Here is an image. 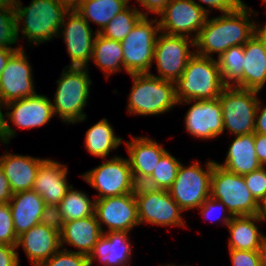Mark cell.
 Segmentation results:
<instances>
[{"label":"cell","instance_id":"obj_1","mask_svg":"<svg viewBox=\"0 0 266 266\" xmlns=\"http://www.w3.org/2000/svg\"><path fill=\"white\" fill-rule=\"evenodd\" d=\"M247 5L211 19L208 17L194 40L195 53L209 58L217 53L219 57L230 47L244 45L254 36L258 25L250 16L257 13Z\"/></svg>","mask_w":266,"mask_h":266},{"label":"cell","instance_id":"obj_2","mask_svg":"<svg viewBox=\"0 0 266 266\" xmlns=\"http://www.w3.org/2000/svg\"><path fill=\"white\" fill-rule=\"evenodd\" d=\"M225 87L217 60L194 53L175 82L178 105L217 98Z\"/></svg>","mask_w":266,"mask_h":266},{"label":"cell","instance_id":"obj_3","mask_svg":"<svg viewBox=\"0 0 266 266\" xmlns=\"http://www.w3.org/2000/svg\"><path fill=\"white\" fill-rule=\"evenodd\" d=\"M22 5L20 1L16 7L18 38L21 32L23 40L39 45L59 37L63 18L69 11L65 6L54 0H31L29 6Z\"/></svg>","mask_w":266,"mask_h":266},{"label":"cell","instance_id":"obj_4","mask_svg":"<svg viewBox=\"0 0 266 266\" xmlns=\"http://www.w3.org/2000/svg\"><path fill=\"white\" fill-rule=\"evenodd\" d=\"M56 82L57 90L52 103L54 115L67 124L83 122L87 117L84 107L88 104L92 85L88 67L65 66Z\"/></svg>","mask_w":266,"mask_h":266},{"label":"cell","instance_id":"obj_5","mask_svg":"<svg viewBox=\"0 0 266 266\" xmlns=\"http://www.w3.org/2000/svg\"><path fill=\"white\" fill-rule=\"evenodd\" d=\"M130 76L133 86L128 97L129 115H159L178 105L175 82L160 79L151 72Z\"/></svg>","mask_w":266,"mask_h":266},{"label":"cell","instance_id":"obj_6","mask_svg":"<svg viewBox=\"0 0 266 266\" xmlns=\"http://www.w3.org/2000/svg\"><path fill=\"white\" fill-rule=\"evenodd\" d=\"M159 33L158 19L148 20V16H143L121 41L124 56L123 68L129 75L150 73Z\"/></svg>","mask_w":266,"mask_h":266},{"label":"cell","instance_id":"obj_7","mask_svg":"<svg viewBox=\"0 0 266 266\" xmlns=\"http://www.w3.org/2000/svg\"><path fill=\"white\" fill-rule=\"evenodd\" d=\"M210 196L221 201L232 216L259 214L260 204L247 188L243 176L229 172L216 163L211 175Z\"/></svg>","mask_w":266,"mask_h":266},{"label":"cell","instance_id":"obj_8","mask_svg":"<svg viewBox=\"0 0 266 266\" xmlns=\"http://www.w3.org/2000/svg\"><path fill=\"white\" fill-rule=\"evenodd\" d=\"M259 91L226 86L220 96L224 130L231 134L254 133ZM226 128V129H225Z\"/></svg>","mask_w":266,"mask_h":266},{"label":"cell","instance_id":"obj_9","mask_svg":"<svg viewBox=\"0 0 266 266\" xmlns=\"http://www.w3.org/2000/svg\"><path fill=\"white\" fill-rule=\"evenodd\" d=\"M216 162L210 160L205 169L194 162L179 166L177 176L168 192L183 211L198 209L210 197L211 175Z\"/></svg>","mask_w":266,"mask_h":266},{"label":"cell","instance_id":"obj_10","mask_svg":"<svg viewBox=\"0 0 266 266\" xmlns=\"http://www.w3.org/2000/svg\"><path fill=\"white\" fill-rule=\"evenodd\" d=\"M140 225L148 223L158 226L187 227L180 206L168 190L152 189L137 185L134 191Z\"/></svg>","mask_w":266,"mask_h":266},{"label":"cell","instance_id":"obj_11","mask_svg":"<svg viewBox=\"0 0 266 266\" xmlns=\"http://www.w3.org/2000/svg\"><path fill=\"white\" fill-rule=\"evenodd\" d=\"M81 177L99 192L96 199L133 193L137 187L128 158L119 156L103 160L102 164Z\"/></svg>","mask_w":266,"mask_h":266},{"label":"cell","instance_id":"obj_12","mask_svg":"<svg viewBox=\"0 0 266 266\" xmlns=\"http://www.w3.org/2000/svg\"><path fill=\"white\" fill-rule=\"evenodd\" d=\"M207 8L195 0H169L159 14L160 32L197 38L208 18ZM194 33V36L191 34Z\"/></svg>","mask_w":266,"mask_h":266},{"label":"cell","instance_id":"obj_13","mask_svg":"<svg viewBox=\"0 0 266 266\" xmlns=\"http://www.w3.org/2000/svg\"><path fill=\"white\" fill-rule=\"evenodd\" d=\"M192 47H195L193 38L160 32L156 39L153 58L159 75L153 76L176 82L195 53L190 51Z\"/></svg>","mask_w":266,"mask_h":266},{"label":"cell","instance_id":"obj_14","mask_svg":"<svg viewBox=\"0 0 266 266\" xmlns=\"http://www.w3.org/2000/svg\"><path fill=\"white\" fill-rule=\"evenodd\" d=\"M6 109H11V111L5 112L8 119L5 135L0 142L7 145L17 135L8 120L20 129H32L47 124L54 116L52 101L46 95L41 94L8 102Z\"/></svg>","mask_w":266,"mask_h":266},{"label":"cell","instance_id":"obj_15","mask_svg":"<svg viewBox=\"0 0 266 266\" xmlns=\"http://www.w3.org/2000/svg\"><path fill=\"white\" fill-rule=\"evenodd\" d=\"M90 27V24L75 10H69L65 14L59 36L62 34L70 57L71 63L67 67H88V62H91L97 32L94 33Z\"/></svg>","mask_w":266,"mask_h":266},{"label":"cell","instance_id":"obj_16","mask_svg":"<svg viewBox=\"0 0 266 266\" xmlns=\"http://www.w3.org/2000/svg\"><path fill=\"white\" fill-rule=\"evenodd\" d=\"M95 215L104 232H130L140 225L136 199L133 193L96 199ZM108 230L104 231L102 224Z\"/></svg>","mask_w":266,"mask_h":266},{"label":"cell","instance_id":"obj_17","mask_svg":"<svg viewBox=\"0 0 266 266\" xmlns=\"http://www.w3.org/2000/svg\"><path fill=\"white\" fill-rule=\"evenodd\" d=\"M27 58L24 48L17 50L0 75V98L6 103L37 94Z\"/></svg>","mask_w":266,"mask_h":266},{"label":"cell","instance_id":"obj_18","mask_svg":"<svg viewBox=\"0 0 266 266\" xmlns=\"http://www.w3.org/2000/svg\"><path fill=\"white\" fill-rule=\"evenodd\" d=\"M186 131L198 139H212L224 133L223 114L219 97L194 100L185 115Z\"/></svg>","mask_w":266,"mask_h":266},{"label":"cell","instance_id":"obj_19","mask_svg":"<svg viewBox=\"0 0 266 266\" xmlns=\"http://www.w3.org/2000/svg\"><path fill=\"white\" fill-rule=\"evenodd\" d=\"M129 164L137 185H142L154 171L161 157L167 152L164 146L149 137H133L125 141Z\"/></svg>","mask_w":266,"mask_h":266},{"label":"cell","instance_id":"obj_20","mask_svg":"<svg viewBox=\"0 0 266 266\" xmlns=\"http://www.w3.org/2000/svg\"><path fill=\"white\" fill-rule=\"evenodd\" d=\"M68 167L51 159H44L38 168L33 190L45 204H59L72 187L67 182Z\"/></svg>","mask_w":266,"mask_h":266},{"label":"cell","instance_id":"obj_21","mask_svg":"<svg viewBox=\"0 0 266 266\" xmlns=\"http://www.w3.org/2000/svg\"><path fill=\"white\" fill-rule=\"evenodd\" d=\"M20 246L33 266L46 261L60 248V234L46 225L38 224L18 236L16 248Z\"/></svg>","mask_w":266,"mask_h":266},{"label":"cell","instance_id":"obj_22","mask_svg":"<svg viewBox=\"0 0 266 266\" xmlns=\"http://www.w3.org/2000/svg\"><path fill=\"white\" fill-rule=\"evenodd\" d=\"M130 232H104L88 256L89 266L98 261L103 266H129L132 253Z\"/></svg>","mask_w":266,"mask_h":266},{"label":"cell","instance_id":"obj_23","mask_svg":"<svg viewBox=\"0 0 266 266\" xmlns=\"http://www.w3.org/2000/svg\"><path fill=\"white\" fill-rule=\"evenodd\" d=\"M44 160L9 152L0 156V165L7 177L12 193L32 190L40 163Z\"/></svg>","mask_w":266,"mask_h":266},{"label":"cell","instance_id":"obj_24","mask_svg":"<svg viewBox=\"0 0 266 266\" xmlns=\"http://www.w3.org/2000/svg\"><path fill=\"white\" fill-rule=\"evenodd\" d=\"M102 234L95 214L78 220L66 221L60 234V245L63 248L67 243L78 249L74 252L89 256Z\"/></svg>","mask_w":266,"mask_h":266},{"label":"cell","instance_id":"obj_25","mask_svg":"<svg viewBox=\"0 0 266 266\" xmlns=\"http://www.w3.org/2000/svg\"><path fill=\"white\" fill-rule=\"evenodd\" d=\"M243 89L261 91L266 83V44L256 32L244 45Z\"/></svg>","mask_w":266,"mask_h":266},{"label":"cell","instance_id":"obj_26","mask_svg":"<svg viewBox=\"0 0 266 266\" xmlns=\"http://www.w3.org/2000/svg\"><path fill=\"white\" fill-rule=\"evenodd\" d=\"M17 237L40 224L45 202L33 189L13 193L9 202Z\"/></svg>","mask_w":266,"mask_h":266},{"label":"cell","instance_id":"obj_27","mask_svg":"<svg viewBox=\"0 0 266 266\" xmlns=\"http://www.w3.org/2000/svg\"><path fill=\"white\" fill-rule=\"evenodd\" d=\"M257 222H262L258 214L233 216L227 225L230 232L229 249L262 251L266 244V235L259 231Z\"/></svg>","mask_w":266,"mask_h":266},{"label":"cell","instance_id":"obj_28","mask_svg":"<svg viewBox=\"0 0 266 266\" xmlns=\"http://www.w3.org/2000/svg\"><path fill=\"white\" fill-rule=\"evenodd\" d=\"M216 164L241 176L259 169L262 165L256 155L254 133L235 136L227 150L224 163Z\"/></svg>","mask_w":266,"mask_h":266},{"label":"cell","instance_id":"obj_29","mask_svg":"<svg viewBox=\"0 0 266 266\" xmlns=\"http://www.w3.org/2000/svg\"><path fill=\"white\" fill-rule=\"evenodd\" d=\"M123 58L121 41L108 39L97 33L91 61L103 71L107 79L113 73L123 70Z\"/></svg>","mask_w":266,"mask_h":266},{"label":"cell","instance_id":"obj_30","mask_svg":"<svg viewBox=\"0 0 266 266\" xmlns=\"http://www.w3.org/2000/svg\"><path fill=\"white\" fill-rule=\"evenodd\" d=\"M122 144V138L115 136V132L108 119L103 118L91 126L85 135V149L102 159L107 158L110 152Z\"/></svg>","mask_w":266,"mask_h":266},{"label":"cell","instance_id":"obj_31","mask_svg":"<svg viewBox=\"0 0 266 266\" xmlns=\"http://www.w3.org/2000/svg\"><path fill=\"white\" fill-rule=\"evenodd\" d=\"M129 5V0H83L75 9L84 20L100 26L96 32H101L111 19ZM91 21V22H89Z\"/></svg>","mask_w":266,"mask_h":266},{"label":"cell","instance_id":"obj_32","mask_svg":"<svg viewBox=\"0 0 266 266\" xmlns=\"http://www.w3.org/2000/svg\"><path fill=\"white\" fill-rule=\"evenodd\" d=\"M244 60L243 45L232 46L218 57L220 74L226 86L243 88Z\"/></svg>","mask_w":266,"mask_h":266},{"label":"cell","instance_id":"obj_33","mask_svg":"<svg viewBox=\"0 0 266 266\" xmlns=\"http://www.w3.org/2000/svg\"><path fill=\"white\" fill-rule=\"evenodd\" d=\"M95 201L96 199L91 200L85 192L75 190L72 186L59 203L64 222L94 215Z\"/></svg>","mask_w":266,"mask_h":266},{"label":"cell","instance_id":"obj_34","mask_svg":"<svg viewBox=\"0 0 266 266\" xmlns=\"http://www.w3.org/2000/svg\"><path fill=\"white\" fill-rule=\"evenodd\" d=\"M143 17L141 11L134 5H128L124 10L116 14L106 27L99 32L108 39L122 41Z\"/></svg>","mask_w":266,"mask_h":266},{"label":"cell","instance_id":"obj_35","mask_svg":"<svg viewBox=\"0 0 266 266\" xmlns=\"http://www.w3.org/2000/svg\"><path fill=\"white\" fill-rule=\"evenodd\" d=\"M180 165V159H176L167 151L159 160L152 175L142 185L152 189L169 190Z\"/></svg>","mask_w":266,"mask_h":266},{"label":"cell","instance_id":"obj_36","mask_svg":"<svg viewBox=\"0 0 266 266\" xmlns=\"http://www.w3.org/2000/svg\"><path fill=\"white\" fill-rule=\"evenodd\" d=\"M18 43L16 11L0 6V47L5 49H21L12 47Z\"/></svg>","mask_w":266,"mask_h":266},{"label":"cell","instance_id":"obj_37","mask_svg":"<svg viewBox=\"0 0 266 266\" xmlns=\"http://www.w3.org/2000/svg\"><path fill=\"white\" fill-rule=\"evenodd\" d=\"M37 266H89L88 256L60 248L54 255Z\"/></svg>","mask_w":266,"mask_h":266},{"label":"cell","instance_id":"obj_38","mask_svg":"<svg viewBox=\"0 0 266 266\" xmlns=\"http://www.w3.org/2000/svg\"><path fill=\"white\" fill-rule=\"evenodd\" d=\"M198 209L200 210V214L203 218L215 222L221 221L225 226L229 224L233 217L221 201L216 200L211 196L207 198Z\"/></svg>","mask_w":266,"mask_h":266},{"label":"cell","instance_id":"obj_39","mask_svg":"<svg viewBox=\"0 0 266 266\" xmlns=\"http://www.w3.org/2000/svg\"><path fill=\"white\" fill-rule=\"evenodd\" d=\"M17 241L10 205L0 204V244L16 246Z\"/></svg>","mask_w":266,"mask_h":266},{"label":"cell","instance_id":"obj_40","mask_svg":"<svg viewBox=\"0 0 266 266\" xmlns=\"http://www.w3.org/2000/svg\"><path fill=\"white\" fill-rule=\"evenodd\" d=\"M247 188L260 204L266 198V166L243 175Z\"/></svg>","mask_w":266,"mask_h":266},{"label":"cell","instance_id":"obj_41","mask_svg":"<svg viewBox=\"0 0 266 266\" xmlns=\"http://www.w3.org/2000/svg\"><path fill=\"white\" fill-rule=\"evenodd\" d=\"M40 223L61 234L64 219L59 204H46L40 217Z\"/></svg>","mask_w":266,"mask_h":266},{"label":"cell","instance_id":"obj_42","mask_svg":"<svg viewBox=\"0 0 266 266\" xmlns=\"http://www.w3.org/2000/svg\"><path fill=\"white\" fill-rule=\"evenodd\" d=\"M228 250L232 266H263L262 251Z\"/></svg>","mask_w":266,"mask_h":266},{"label":"cell","instance_id":"obj_43","mask_svg":"<svg viewBox=\"0 0 266 266\" xmlns=\"http://www.w3.org/2000/svg\"><path fill=\"white\" fill-rule=\"evenodd\" d=\"M199 2L205 3L209 8L207 9V13H211L209 9L219 10L222 13H227L230 11H234L243 6L244 1L242 0H198Z\"/></svg>","mask_w":266,"mask_h":266},{"label":"cell","instance_id":"obj_44","mask_svg":"<svg viewBox=\"0 0 266 266\" xmlns=\"http://www.w3.org/2000/svg\"><path fill=\"white\" fill-rule=\"evenodd\" d=\"M16 246L0 244V266H20Z\"/></svg>","mask_w":266,"mask_h":266},{"label":"cell","instance_id":"obj_45","mask_svg":"<svg viewBox=\"0 0 266 266\" xmlns=\"http://www.w3.org/2000/svg\"><path fill=\"white\" fill-rule=\"evenodd\" d=\"M143 7V9H146L148 11L141 12L143 16H148V12H151L153 14L159 15L163 10L166 4L169 2V0H137Z\"/></svg>","mask_w":266,"mask_h":266},{"label":"cell","instance_id":"obj_46","mask_svg":"<svg viewBox=\"0 0 266 266\" xmlns=\"http://www.w3.org/2000/svg\"><path fill=\"white\" fill-rule=\"evenodd\" d=\"M254 143L258 161L266 166V134L254 133Z\"/></svg>","mask_w":266,"mask_h":266},{"label":"cell","instance_id":"obj_47","mask_svg":"<svg viewBox=\"0 0 266 266\" xmlns=\"http://www.w3.org/2000/svg\"><path fill=\"white\" fill-rule=\"evenodd\" d=\"M12 195L13 193L9 181L0 165V204L9 203Z\"/></svg>","mask_w":266,"mask_h":266},{"label":"cell","instance_id":"obj_48","mask_svg":"<svg viewBox=\"0 0 266 266\" xmlns=\"http://www.w3.org/2000/svg\"><path fill=\"white\" fill-rule=\"evenodd\" d=\"M254 133L266 134V105L262 107V103L259 100L256 110V120Z\"/></svg>","mask_w":266,"mask_h":266},{"label":"cell","instance_id":"obj_49","mask_svg":"<svg viewBox=\"0 0 266 266\" xmlns=\"http://www.w3.org/2000/svg\"><path fill=\"white\" fill-rule=\"evenodd\" d=\"M19 49H5L0 47V75L10 57Z\"/></svg>","mask_w":266,"mask_h":266},{"label":"cell","instance_id":"obj_50","mask_svg":"<svg viewBox=\"0 0 266 266\" xmlns=\"http://www.w3.org/2000/svg\"><path fill=\"white\" fill-rule=\"evenodd\" d=\"M7 103L0 98V139L5 135L6 129V113L2 112V109H6Z\"/></svg>","mask_w":266,"mask_h":266},{"label":"cell","instance_id":"obj_51","mask_svg":"<svg viewBox=\"0 0 266 266\" xmlns=\"http://www.w3.org/2000/svg\"><path fill=\"white\" fill-rule=\"evenodd\" d=\"M58 3H61L65 6L68 10H75L83 0H54Z\"/></svg>","mask_w":266,"mask_h":266},{"label":"cell","instance_id":"obj_52","mask_svg":"<svg viewBox=\"0 0 266 266\" xmlns=\"http://www.w3.org/2000/svg\"><path fill=\"white\" fill-rule=\"evenodd\" d=\"M20 1L21 0H0V6L16 11V7L20 3Z\"/></svg>","mask_w":266,"mask_h":266},{"label":"cell","instance_id":"obj_53","mask_svg":"<svg viewBox=\"0 0 266 266\" xmlns=\"http://www.w3.org/2000/svg\"><path fill=\"white\" fill-rule=\"evenodd\" d=\"M259 217L261 221H266V198L260 203Z\"/></svg>","mask_w":266,"mask_h":266},{"label":"cell","instance_id":"obj_54","mask_svg":"<svg viewBox=\"0 0 266 266\" xmlns=\"http://www.w3.org/2000/svg\"><path fill=\"white\" fill-rule=\"evenodd\" d=\"M258 26L259 27H257V33L263 38V40L266 44V24L264 26H261L258 24Z\"/></svg>","mask_w":266,"mask_h":266},{"label":"cell","instance_id":"obj_55","mask_svg":"<svg viewBox=\"0 0 266 266\" xmlns=\"http://www.w3.org/2000/svg\"><path fill=\"white\" fill-rule=\"evenodd\" d=\"M262 265L266 266V244L262 250Z\"/></svg>","mask_w":266,"mask_h":266},{"label":"cell","instance_id":"obj_56","mask_svg":"<svg viewBox=\"0 0 266 266\" xmlns=\"http://www.w3.org/2000/svg\"><path fill=\"white\" fill-rule=\"evenodd\" d=\"M162 266H177V265H174V264H166V265H162Z\"/></svg>","mask_w":266,"mask_h":266}]
</instances>
